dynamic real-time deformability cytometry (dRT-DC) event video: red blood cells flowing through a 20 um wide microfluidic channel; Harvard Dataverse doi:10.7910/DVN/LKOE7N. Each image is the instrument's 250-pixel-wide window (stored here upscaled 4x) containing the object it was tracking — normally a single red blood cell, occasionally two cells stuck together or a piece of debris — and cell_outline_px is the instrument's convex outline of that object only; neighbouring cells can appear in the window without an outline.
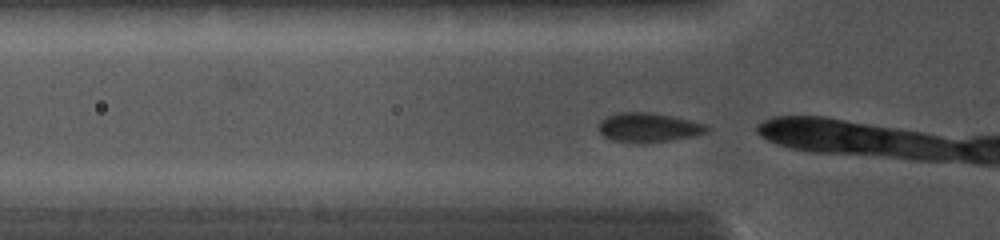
{"species": "common noctule bat (a hibernating species)", "species_latin": "Nyctalus noctula", "temperature_condition": "cold", "stored_images_in_passage": 5, "camera_frame_rate_fps": 5000, "um_per_image_px": 0.085, "animal": {"sex": "female", "body_mass_g": 19.0, "forearm_length_mm": 56.7}, "frame": {"image": 1, "passage_image": 5, "time_ms": 2.0, "image_size_px": [1000, 240], "cell_outline_px": [[712, 128], [708, 132], [692, 136], [668, 140], [616, 140], [604, 136], [600, 132], [600, 120], [616, 112], [648, 112], [672, 116], [692, 120], [708, 124]], "centroid_in_image_um": [55.21, 10.78], "position_along_channel_um": 70.6, "area_um2": 17.74}}